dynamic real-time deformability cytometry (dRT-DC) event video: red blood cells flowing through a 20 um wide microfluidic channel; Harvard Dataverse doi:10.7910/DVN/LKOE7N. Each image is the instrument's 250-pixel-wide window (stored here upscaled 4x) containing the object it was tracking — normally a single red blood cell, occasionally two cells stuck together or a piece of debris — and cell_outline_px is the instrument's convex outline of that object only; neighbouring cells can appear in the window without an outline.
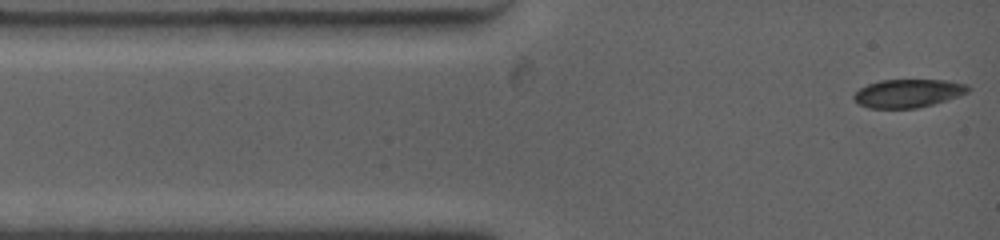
{"species": "common noctule bat (a hibernating species)", "species_latin": "Nyctalus noctula", "temperature_condition": "warm", "stored_images_in_passage": 47, "camera_frame_rate_fps": 4500, "um_per_image_px": 0.085, "animal": {"sex": "female", "body_mass_g": 19.0, "forearm_length_mm": 53.3}, "frame": {"image": 1, "passage_image": 1, "time_ms": 0.0, "image_size_px": [1000, 240], "cell_outline_px": [[972, 88], [968, 92], [960, 96], [932, 104], [916, 108], [868, 108], [860, 104], [852, 96], [860, 88], [868, 84], [880, 80], [948, 80], [968, 84]], "centroid_in_image_um": [77.23, 7.92], "position_along_channel_um": 7.8, "area_um2": 18.84}}
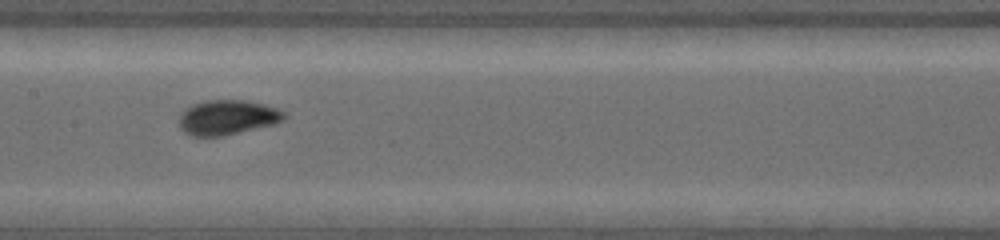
{"frame": {"image": 2, "passage_image": 17, "time_ms": 5.778, "image_size_px": [1000, 240], "cell_outline_px": [[288, 112], [284, 120], [276, 124], [224, 136], [192, 136], [184, 132], [180, 128], [180, 112], [184, 108], [192, 104], [204, 100], [244, 100], [264, 104]], "centroid_in_image_um": [19.35, 9.98], "position_along_channel_um": 188.1, "area_um2": 21.68}}
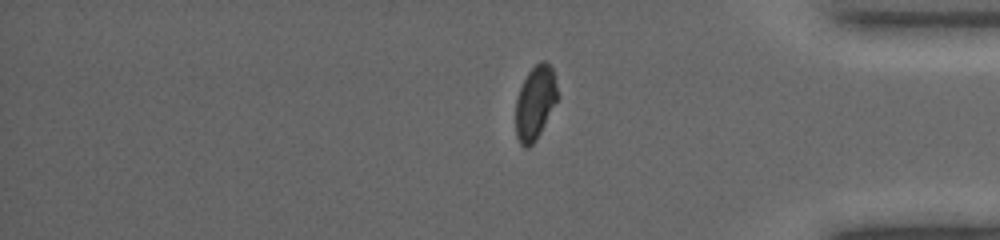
{"frame": {"image": 3, "passage_image": 41, "time_ms": 11.556, "image_size_px": [1000, 240], "cell_outline_px": [[560, 96], [536, 140], [528, 148], [524, 148], [520, 144], [516, 136], [516, 100], [520, 88], [528, 72], [540, 60], [544, 60], [552, 68]], "centroid_in_image_um": [45.51, 8.73], "position_along_channel_um": 389.7, "area_um2": 18.09}}